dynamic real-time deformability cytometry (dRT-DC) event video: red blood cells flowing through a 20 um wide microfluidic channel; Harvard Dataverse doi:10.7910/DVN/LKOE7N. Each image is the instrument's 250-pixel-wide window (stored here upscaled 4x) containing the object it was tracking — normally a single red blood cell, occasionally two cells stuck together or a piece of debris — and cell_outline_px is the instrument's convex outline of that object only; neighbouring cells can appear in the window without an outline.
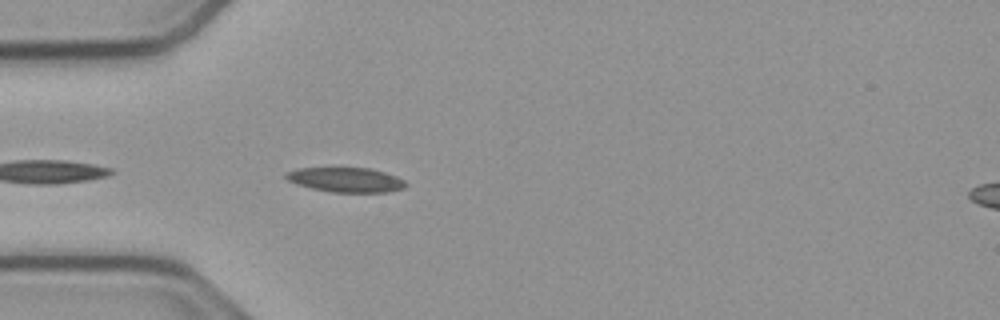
{"species": "common noctule bat (a hibernating species)", "species_latin": "Nyctalus noctula", "temperature_condition": "cold", "stored_images_in_passage": 20, "camera_frame_rate_fps": 3000, "um_per_image_px": 0.085, "animal": {"sex": "male", "body_mass_g": 23.1, "forearm_length_mm": 52.7}, "frame": {"image": 1, "passage_image": 4, "time_ms": 1.0, "image_size_px": [1000, 320], "cell_outline_px": [[408, 184], [404, 188], [388, 192], [332, 192], [312, 188], [296, 184], [288, 180], [284, 176], [288, 172], [300, 168], [372, 168], [396, 176], [404, 180]], "centroid_in_image_um": [29.44, 15.28], "position_along_channel_um": 55.6, "area_um2": 17.11}}